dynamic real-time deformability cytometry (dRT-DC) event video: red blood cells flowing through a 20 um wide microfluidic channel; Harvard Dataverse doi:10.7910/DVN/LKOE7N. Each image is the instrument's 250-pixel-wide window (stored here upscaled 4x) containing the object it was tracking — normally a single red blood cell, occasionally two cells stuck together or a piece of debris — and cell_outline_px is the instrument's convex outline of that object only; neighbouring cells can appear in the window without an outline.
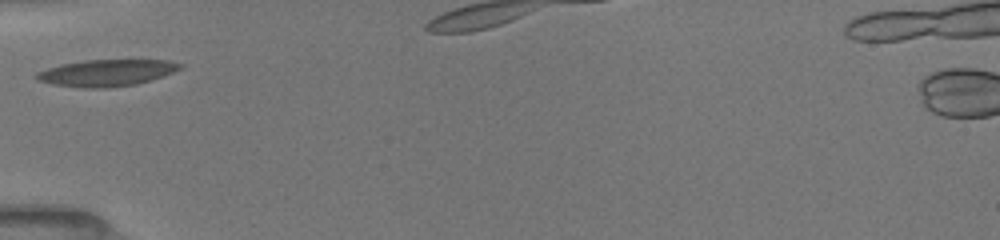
{"species": "common noctule bat (a hibernating species)", "species_latin": "Nyctalus noctula", "temperature_condition": "room temperature", "stored_images_in_passage": 10, "segment_of_instrument_passage": [1, 2], "camera_frame_rate_fps": 3000, "um_per_image_px": 0.085, "animal": {"sex": "female", "body_mass_g": 19.5, "forearm_length_mm": 54.1}, "frame": {"image": 1, "passage_image": 1, "time_ms": 0.0, "image_size_px": [1000, 240], "cell_outline_px": [[184, 64], [180, 68], [172, 72], [136, 84], [108, 88], [84, 88], [52, 84], [36, 80], [32, 76], [36, 72], [60, 64], [84, 60], [168, 60]], "centroid_in_image_um": [8.98, 6.19], "position_along_channel_um": 76.0, "area_um2": 22.25}}
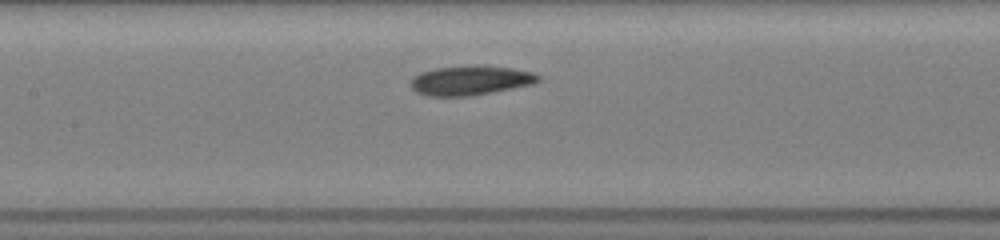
{"frame": {"image": 2, "passage_image": 6, "time_ms": 2.333, "image_size_px": [1000, 240], "cell_outline_px": [[540, 80], [532, 84], [472, 96], [428, 96], [416, 92], [408, 84], [412, 76], [420, 72], [436, 68], [476, 64], [512, 68], [532, 72], [540, 76]], "centroid_in_image_um": [39.93, 6.82], "position_along_channel_um": 167.5, "area_um2": 22.2}}
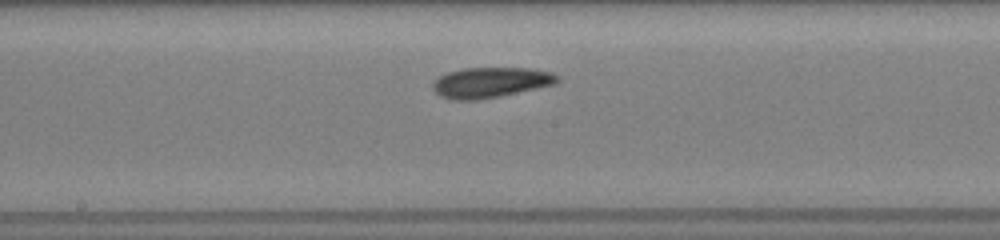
{"frame": {"image": 3, "passage_image": 8, "time_ms": 3.333, "image_size_px": [1000, 240], "cell_outline_px": [[560, 80], [556, 84], [500, 96], [476, 100], [452, 100], [440, 96], [432, 88], [432, 84], [440, 76], [448, 72], [464, 68], [528, 68], [552, 72], [560, 76]], "centroid_in_image_um": [41.72, 7.01], "position_along_channel_um": 206.5, "area_um2": 22.08}}